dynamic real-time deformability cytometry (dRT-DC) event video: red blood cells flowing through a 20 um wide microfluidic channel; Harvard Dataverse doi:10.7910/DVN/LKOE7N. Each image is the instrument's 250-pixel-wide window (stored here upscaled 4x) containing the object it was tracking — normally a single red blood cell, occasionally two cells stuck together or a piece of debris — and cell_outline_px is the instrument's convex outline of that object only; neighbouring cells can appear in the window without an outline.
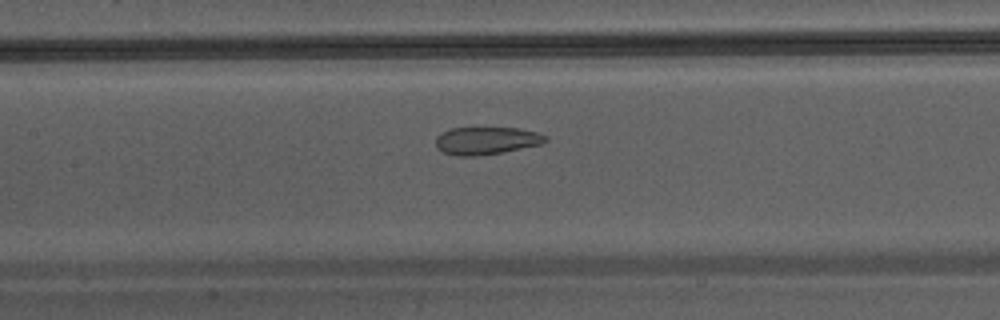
{"species": "Egyptian fruit bat (a non-hibernating species)", "species_latin": "Rousettus aegyptiacus", "temperature_condition": "warm", "stored_images_in_passage": 33, "camera_frame_rate_fps": 3000, "um_per_image_px": 0.085, "animal": {"sex": "male"}, "frame": {"image": 1, "passage_image": 10, "time_ms": 3.0, "image_size_px": [1000, 320], "cell_outline_px": [[548, 140], [544, 144], [500, 152], [476, 156], [460, 156], [444, 152], [436, 148], [436, 136], [440, 132], [452, 128], [520, 128], [536, 132], [548, 136]], "centroid_in_image_um": [41.35, 11.95], "position_along_channel_um": 166.0, "area_um2": 17.69}}
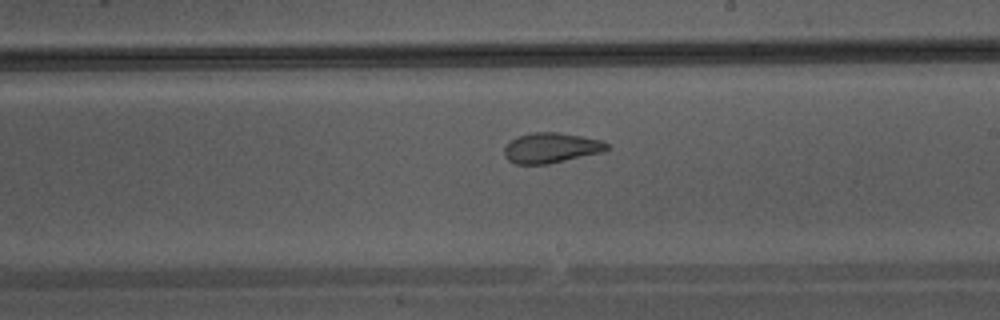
{"frame": {"image": 2, "passage_image": 15, "time_ms": 4.667, "image_size_px": [1000, 320], "cell_outline_px": [[608, 148], [604, 152], [548, 164], [516, 164], [508, 160], [504, 156], [504, 148], [516, 136], [532, 132], [556, 132], [604, 140], [608, 144]], "centroid_in_image_um": [46.85, 12.57], "position_along_channel_um": 242.1, "area_um2": 18.15}}